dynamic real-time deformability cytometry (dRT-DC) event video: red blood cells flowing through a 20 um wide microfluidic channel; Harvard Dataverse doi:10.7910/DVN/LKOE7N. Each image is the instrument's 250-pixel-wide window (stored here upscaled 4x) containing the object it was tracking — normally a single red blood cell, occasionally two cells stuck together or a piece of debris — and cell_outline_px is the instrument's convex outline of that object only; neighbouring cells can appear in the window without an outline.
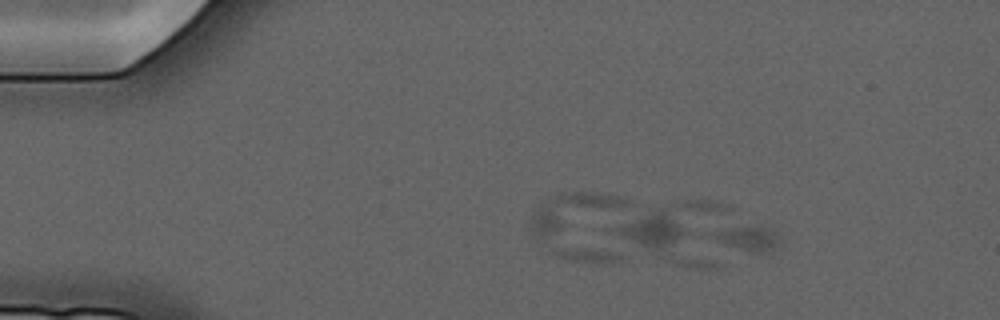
{"species": "common noctule bat (a hibernating species)", "species_latin": "Nyctalus noctula", "temperature_condition": "cold", "stored_images_in_passage": 7, "camera_frame_rate_fps": 3000, "um_per_image_px": 0.085, "animal": {"sex": "male", "forearm_length_mm": 52.5}, "frame": {"image": 1, "passage_image": 2, "time_ms": 1.333, "image_size_px": [1000, 320], "cell_outline_px": [[780, 244], [764, 252], [752, 252], [704, 236], [704, 232], [732, 224], [772, 228], [776, 232], [780, 240]], "centroid_in_image_um": [63.41, 20.16], "position_along_channel_um": 21.6, "area_um2": 10.23}}